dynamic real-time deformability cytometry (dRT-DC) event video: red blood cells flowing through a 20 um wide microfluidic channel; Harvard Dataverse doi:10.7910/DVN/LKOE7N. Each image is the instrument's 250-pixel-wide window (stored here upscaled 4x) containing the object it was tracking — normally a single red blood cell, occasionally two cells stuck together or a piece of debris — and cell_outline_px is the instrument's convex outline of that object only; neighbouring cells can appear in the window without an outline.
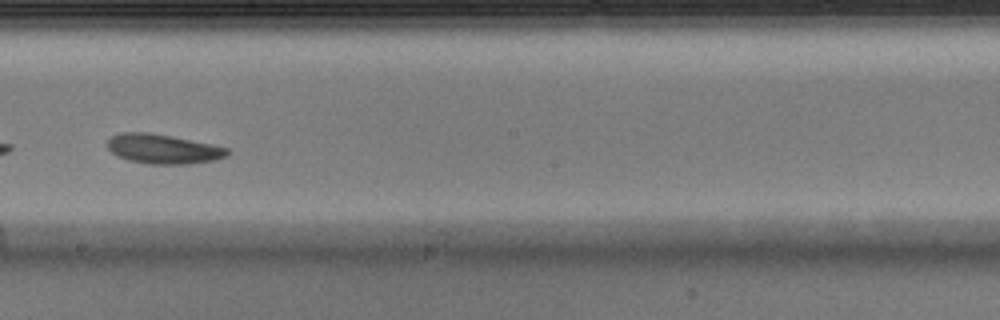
{"species": "Egyptian fruit bat (a non-hibernating species)", "species_latin": "Rousettus aegyptiacus", "temperature_condition": "warm", "stored_images_in_passage": 41, "camera_frame_rate_fps": 3000, "um_per_image_px": 0.085, "animal": {"sex": "male"}, "frame": {"image": 1, "passage_image": 24, "time_ms": 7.667, "image_size_px": [1000, 320], "cell_outline_px": [[228, 156], [216, 160], [188, 164], [148, 164], [128, 160], [116, 156], [108, 148], [108, 140], [112, 136], [120, 132], [148, 132], [172, 136], [212, 144], [228, 148]], "centroid_in_image_um": [13.86, 12.66], "position_along_channel_um": 234.3, "area_um2": 20.75}}